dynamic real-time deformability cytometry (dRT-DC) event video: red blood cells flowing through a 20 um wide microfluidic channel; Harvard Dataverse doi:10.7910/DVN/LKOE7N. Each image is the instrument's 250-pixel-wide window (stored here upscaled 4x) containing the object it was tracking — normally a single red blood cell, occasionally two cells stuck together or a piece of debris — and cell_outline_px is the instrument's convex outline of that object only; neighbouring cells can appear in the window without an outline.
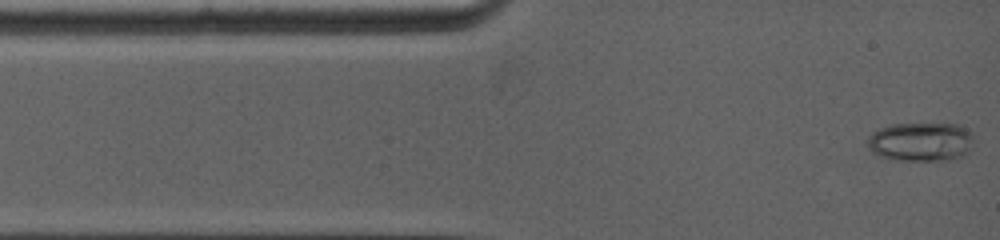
{"species": "common noctule bat (a hibernating species)", "species_latin": "Nyctalus noctula", "temperature_condition": "warm", "stored_images_in_passage": 63, "camera_frame_rate_fps": 5000, "um_per_image_px": 0.085, "animal": {"sex": "female", "body_mass_g": 19.0, "forearm_length_mm": 53.3}, "frame": {"image": 1, "passage_image": 1, "time_ms": 0.0, "image_size_px": [1000, 240], "cell_outline_px": [[972, 144], [968, 152], [964, 156], [944, 160], [896, 160], [880, 156], [872, 152], [868, 148], [868, 136], [872, 132], [880, 128], [892, 124], [960, 124], [972, 132]], "centroid_in_image_um": [78.27, 12.04], "position_along_channel_um": 6.7, "area_um2": 24.22}}
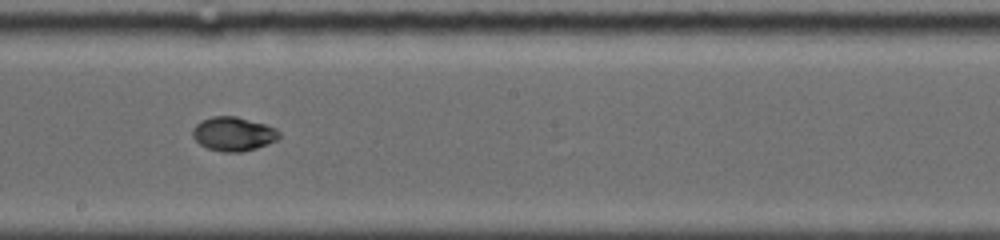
{"frame": {"image": 2, "passage_image": 41, "time_ms": 6.8, "image_size_px": [1000, 240], "cell_outline_px": [[280, 136], [276, 140], [256, 148], [240, 152], [224, 152], [208, 148], [200, 144], [192, 136], [192, 128], [200, 120], [212, 116], [236, 116], [264, 124], [276, 128], [280, 132]], "centroid_in_image_um": [19.81, 11.37], "position_along_channel_um": 228.4, "area_um2": 17.11}}
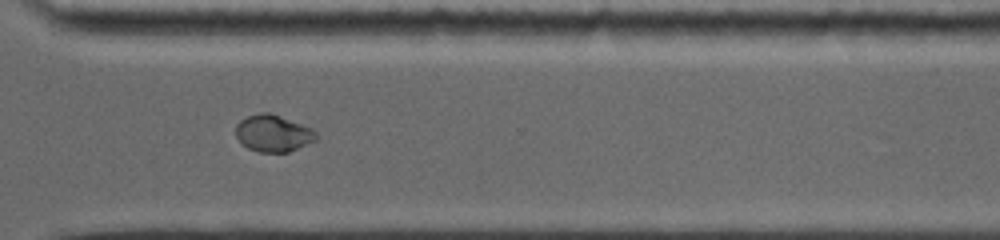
{"frame": {"image": 3, "passage_image": 62, "time_ms": 9.8, "image_size_px": [1000, 240], "cell_outline_px": [[316, 140], [288, 152], [260, 152], [248, 148], [240, 144], [236, 136], [236, 124], [240, 120], [248, 116], [260, 112], [268, 112], [280, 116], [312, 128], [316, 132]], "centroid_in_image_um": [23.19, 11.33], "position_along_channel_um": 347.4, "area_um2": 17.22}}